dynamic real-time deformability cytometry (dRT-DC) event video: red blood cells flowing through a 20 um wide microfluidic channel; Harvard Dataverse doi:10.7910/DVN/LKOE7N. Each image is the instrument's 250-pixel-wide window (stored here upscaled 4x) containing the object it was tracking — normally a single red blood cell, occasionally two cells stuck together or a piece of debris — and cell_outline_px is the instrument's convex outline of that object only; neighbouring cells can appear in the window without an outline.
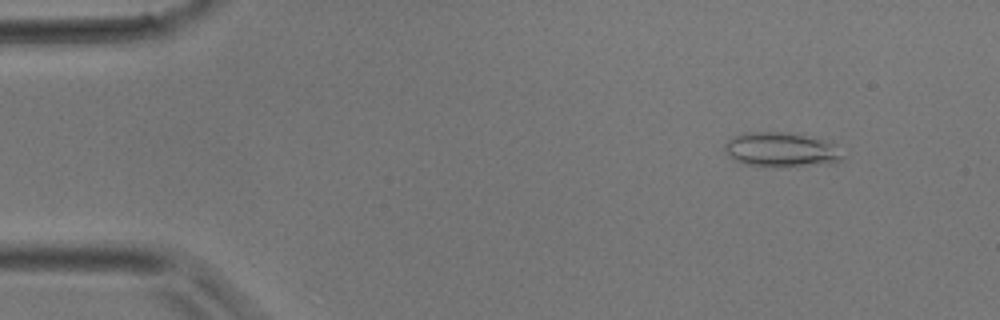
{"species": "common noctule bat (a hibernating species)", "species_latin": "Nyctalus noctula", "temperature_condition": "room temperature", "stored_images_in_passage": 40, "camera_frame_rate_fps": 3000, "um_per_image_px": 0.085, "animal": {"sex": "male", "body_mass_g": 17.9}, "frame": {"image": 1, "passage_image": 4, "time_ms": 1.0, "image_size_px": [1000, 320], "cell_outline_px": [[844, 156], [840, 160], [828, 164], [748, 164], [736, 160], [728, 156], [724, 148], [724, 144], [728, 140], [744, 132], [780, 132], [820, 136], [832, 144]], "centroid_in_image_um": [66.41, 12.66], "position_along_channel_um": 18.6, "area_um2": 22.95}}
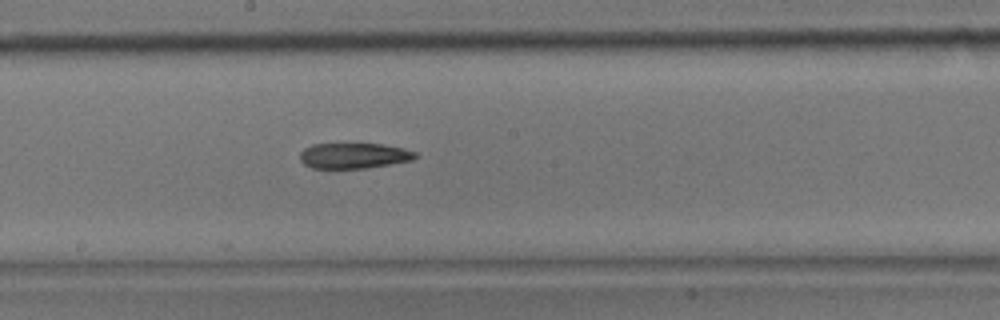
{"frame": {"image": 2, "passage_image": 21, "time_ms": 6.667, "image_size_px": [1000, 320], "cell_outline_px": [[420, 156], [412, 160], [364, 168], [312, 168], [304, 164], [300, 160], [300, 152], [304, 148], [312, 144], [380, 144], [404, 148], [416, 152]], "centroid_in_image_um": [30.08, 13.23], "position_along_channel_um": 218.1, "area_um2": 17.11}}
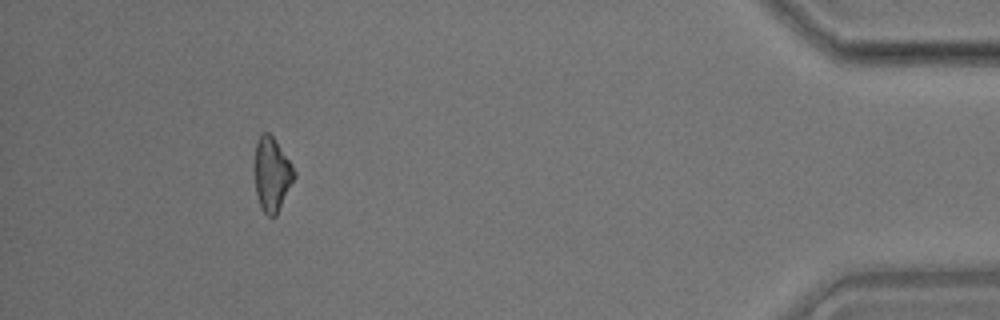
{"frame": {"image": 3, "passage_image": 36, "time_ms": 11.667, "image_size_px": [1000, 320], "cell_outline_px": [[296, 176], [276, 216], [268, 216], [260, 208], [256, 192], [256, 140], [260, 132], [268, 132], [272, 136], [292, 164], [296, 172]], "centroid_in_image_um": [23.13, 14.82], "position_along_channel_um": 412.1, "area_um2": 16.88}}